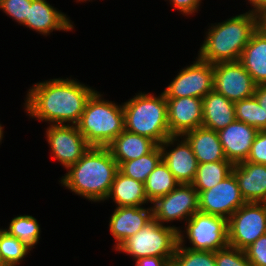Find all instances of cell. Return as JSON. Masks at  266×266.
<instances>
[{
  "instance_id": "cell-1",
  "label": "cell",
  "mask_w": 266,
  "mask_h": 266,
  "mask_svg": "<svg viewBox=\"0 0 266 266\" xmlns=\"http://www.w3.org/2000/svg\"><path fill=\"white\" fill-rule=\"evenodd\" d=\"M77 80L54 78L33 84L24 103L27 115L50 125H76L96 91Z\"/></svg>"
},
{
  "instance_id": "cell-2",
  "label": "cell",
  "mask_w": 266,
  "mask_h": 266,
  "mask_svg": "<svg viewBox=\"0 0 266 266\" xmlns=\"http://www.w3.org/2000/svg\"><path fill=\"white\" fill-rule=\"evenodd\" d=\"M117 171L118 164L108 147L91 146L76 164L67 169L59 182L91 202H104Z\"/></svg>"
},
{
  "instance_id": "cell-3",
  "label": "cell",
  "mask_w": 266,
  "mask_h": 266,
  "mask_svg": "<svg viewBox=\"0 0 266 266\" xmlns=\"http://www.w3.org/2000/svg\"><path fill=\"white\" fill-rule=\"evenodd\" d=\"M258 28V15L250 11L212 24L199 51L198 58L215 64L239 61L241 53Z\"/></svg>"
},
{
  "instance_id": "cell-4",
  "label": "cell",
  "mask_w": 266,
  "mask_h": 266,
  "mask_svg": "<svg viewBox=\"0 0 266 266\" xmlns=\"http://www.w3.org/2000/svg\"><path fill=\"white\" fill-rule=\"evenodd\" d=\"M126 131L145 136L160 145L172 136L168 127L167 101L164 92L158 96L140 92L123 103Z\"/></svg>"
},
{
  "instance_id": "cell-5",
  "label": "cell",
  "mask_w": 266,
  "mask_h": 266,
  "mask_svg": "<svg viewBox=\"0 0 266 266\" xmlns=\"http://www.w3.org/2000/svg\"><path fill=\"white\" fill-rule=\"evenodd\" d=\"M102 97L98 91L91 95L76 124L90 146L107 147L125 130L123 104Z\"/></svg>"
},
{
  "instance_id": "cell-6",
  "label": "cell",
  "mask_w": 266,
  "mask_h": 266,
  "mask_svg": "<svg viewBox=\"0 0 266 266\" xmlns=\"http://www.w3.org/2000/svg\"><path fill=\"white\" fill-rule=\"evenodd\" d=\"M180 230V226L163 225L152 219L115 250L131 256L134 261L147 256L173 258Z\"/></svg>"
},
{
  "instance_id": "cell-7",
  "label": "cell",
  "mask_w": 266,
  "mask_h": 266,
  "mask_svg": "<svg viewBox=\"0 0 266 266\" xmlns=\"http://www.w3.org/2000/svg\"><path fill=\"white\" fill-rule=\"evenodd\" d=\"M184 225L185 230L178 231L180 246L201 251H217L228 246L227 219L223 217L197 211ZM186 238L189 247L185 246Z\"/></svg>"
},
{
  "instance_id": "cell-8",
  "label": "cell",
  "mask_w": 266,
  "mask_h": 266,
  "mask_svg": "<svg viewBox=\"0 0 266 266\" xmlns=\"http://www.w3.org/2000/svg\"><path fill=\"white\" fill-rule=\"evenodd\" d=\"M228 246L245 250L266 234V203L246 202L227 220Z\"/></svg>"
},
{
  "instance_id": "cell-9",
  "label": "cell",
  "mask_w": 266,
  "mask_h": 266,
  "mask_svg": "<svg viewBox=\"0 0 266 266\" xmlns=\"http://www.w3.org/2000/svg\"><path fill=\"white\" fill-rule=\"evenodd\" d=\"M214 90L213 64L196 57L193 64L179 71L163 91L166 98H204Z\"/></svg>"
},
{
  "instance_id": "cell-10",
  "label": "cell",
  "mask_w": 266,
  "mask_h": 266,
  "mask_svg": "<svg viewBox=\"0 0 266 266\" xmlns=\"http://www.w3.org/2000/svg\"><path fill=\"white\" fill-rule=\"evenodd\" d=\"M153 219L161 224L184 220L199 211V193L192 184H179L167 195L152 202ZM165 222V223H164Z\"/></svg>"
},
{
  "instance_id": "cell-11",
  "label": "cell",
  "mask_w": 266,
  "mask_h": 266,
  "mask_svg": "<svg viewBox=\"0 0 266 266\" xmlns=\"http://www.w3.org/2000/svg\"><path fill=\"white\" fill-rule=\"evenodd\" d=\"M214 90L232 102L254 96L257 84L239 61L213 64Z\"/></svg>"
},
{
  "instance_id": "cell-12",
  "label": "cell",
  "mask_w": 266,
  "mask_h": 266,
  "mask_svg": "<svg viewBox=\"0 0 266 266\" xmlns=\"http://www.w3.org/2000/svg\"><path fill=\"white\" fill-rule=\"evenodd\" d=\"M45 135L53 154L52 159L65 169L76 164L91 147L76 125H49Z\"/></svg>"
},
{
  "instance_id": "cell-13",
  "label": "cell",
  "mask_w": 266,
  "mask_h": 266,
  "mask_svg": "<svg viewBox=\"0 0 266 266\" xmlns=\"http://www.w3.org/2000/svg\"><path fill=\"white\" fill-rule=\"evenodd\" d=\"M234 173L212 188L199 193V211L225 219L245 204Z\"/></svg>"
},
{
  "instance_id": "cell-14",
  "label": "cell",
  "mask_w": 266,
  "mask_h": 266,
  "mask_svg": "<svg viewBox=\"0 0 266 266\" xmlns=\"http://www.w3.org/2000/svg\"><path fill=\"white\" fill-rule=\"evenodd\" d=\"M160 149L162 160L175 179L180 184H191L196 175L198 162L188 141L182 135H172L160 144Z\"/></svg>"
},
{
  "instance_id": "cell-15",
  "label": "cell",
  "mask_w": 266,
  "mask_h": 266,
  "mask_svg": "<svg viewBox=\"0 0 266 266\" xmlns=\"http://www.w3.org/2000/svg\"><path fill=\"white\" fill-rule=\"evenodd\" d=\"M170 134L184 133L202 127V99L196 97L166 98Z\"/></svg>"
},
{
  "instance_id": "cell-16",
  "label": "cell",
  "mask_w": 266,
  "mask_h": 266,
  "mask_svg": "<svg viewBox=\"0 0 266 266\" xmlns=\"http://www.w3.org/2000/svg\"><path fill=\"white\" fill-rule=\"evenodd\" d=\"M217 133L226 159L235 165L247 160L258 130L235 120Z\"/></svg>"
},
{
  "instance_id": "cell-17",
  "label": "cell",
  "mask_w": 266,
  "mask_h": 266,
  "mask_svg": "<svg viewBox=\"0 0 266 266\" xmlns=\"http://www.w3.org/2000/svg\"><path fill=\"white\" fill-rule=\"evenodd\" d=\"M152 219V205L150 208L143 206L116 207L109 219V230L115 240L113 248L116 249Z\"/></svg>"
},
{
  "instance_id": "cell-18",
  "label": "cell",
  "mask_w": 266,
  "mask_h": 266,
  "mask_svg": "<svg viewBox=\"0 0 266 266\" xmlns=\"http://www.w3.org/2000/svg\"><path fill=\"white\" fill-rule=\"evenodd\" d=\"M71 21L66 14L57 10L46 0H32L23 26L47 36L53 31H72L74 26Z\"/></svg>"
},
{
  "instance_id": "cell-19",
  "label": "cell",
  "mask_w": 266,
  "mask_h": 266,
  "mask_svg": "<svg viewBox=\"0 0 266 266\" xmlns=\"http://www.w3.org/2000/svg\"><path fill=\"white\" fill-rule=\"evenodd\" d=\"M232 172L245 202L266 203V165L244 161L233 165Z\"/></svg>"
},
{
  "instance_id": "cell-20",
  "label": "cell",
  "mask_w": 266,
  "mask_h": 266,
  "mask_svg": "<svg viewBox=\"0 0 266 266\" xmlns=\"http://www.w3.org/2000/svg\"><path fill=\"white\" fill-rule=\"evenodd\" d=\"M202 113V127L216 132L236 120L234 102L215 90L202 98Z\"/></svg>"
},
{
  "instance_id": "cell-21",
  "label": "cell",
  "mask_w": 266,
  "mask_h": 266,
  "mask_svg": "<svg viewBox=\"0 0 266 266\" xmlns=\"http://www.w3.org/2000/svg\"><path fill=\"white\" fill-rule=\"evenodd\" d=\"M182 136L190 144L198 164L228 161L216 131L205 127H198L184 133Z\"/></svg>"
},
{
  "instance_id": "cell-22",
  "label": "cell",
  "mask_w": 266,
  "mask_h": 266,
  "mask_svg": "<svg viewBox=\"0 0 266 266\" xmlns=\"http://www.w3.org/2000/svg\"><path fill=\"white\" fill-rule=\"evenodd\" d=\"M239 62L257 85L266 84V35L259 28L251 35Z\"/></svg>"
},
{
  "instance_id": "cell-23",
  "label": "cell",
  "mask_w": 266,
  "mask_h": 266,
  "mask_svg": "<svg viewBox=\"0 0 266 266\" xmlns=\"http://www.w3.org/2000/svg\"><path fill=\"white\" fill-rule=\"evenodd\" d=\"M156 146L152 139L124 130L107 147L119 166L150 153Z\"/></svg>"
},
{
  "instance_id": "cell-24",
  "label": "cell",
  "mask_w": 266,
  "mask_h": 266,
  "mask_svg": "<svg viewBox=\"0 0 266 266\" xmlns=\"http://www.w3.org/2000/svg\"><path fill=\"white\" fill-rule=\"evenodd\" d=\"M112 199L116 207L139 206L150 203L145 193L144 183L127 177L119 170L111 185L110 192L106 198Z\"/></svg>"
},
{
  "instance_id": "cell-25",
  "label": "cell",
  "mask_w": 266,
  "mask_h": 266,
  "mask_svg": "<svg viewBox=\"0 0 266 266\" xmlns=\"http://www.w3.org/2000/svg\"><path fill=\"white\" fill-rule=\"evenodd\" d=\"M179 184L167 165L161 160L144 183L148 201L152 203L159 197L167 195Z\"/></svg>"
},
{
  "instance_id": "cell-26",
  "label": "cell",
  "mask_w": 266,
  "mask_h": 266,
  "mask_svg": "<svg viewBox=\"0 0 266 266\" xmlns=\"http://www.w3.org/2000/svg\"><path fill=\"white\" fill-rule=\"evenodd\" d=\"M232 169L233 164L229 161L200 163L191 184L200 193L221 182L232 173Z\"/></svg>"
},
{
  "instance_id": "cell-27",
  "label": "cell",
  "mask_w": 266,
  "mask_h": 266,
  "mask_svg": "<svg viewBox=\"0 0 266 266\" xmlns=\"http://www.w3.org/2000/svg\"><path fill=\"white\" fill-rule=\"evenodd\" d=\"M162 160L160 145H157L150 153L140 158L122 162L118 170L127 177L145 183L149 174Z\"/></svg>"
},
{
  "instance_id": "cell-28",
  "label": "cell",
  "mask_w": 266,
  "mask_h": 266,
  "mask_svg": "<svg viewBox=\"0 0 266 266\" xmlns=\"http://www.w3.org/2000/svg\"><path fill=\"white\" fill-rule=\"evenodd\" d=\"M8 226L4 230L19 239L31 250L38 244L41 228L37 219L32 215H18L12 218Z\"/></svg>"
},
{
  "instance_id": "cell-29",
  "label": "cell",
  "mask_w": 266,
  "mask_h": 266,
  "mask_svg": "<svg viewBox=\"0 0 266 266\" xmlns=\"http://www.w3.org/2000/svg\"><path fill=\"white\" fill-rule=\"evenodd\" d=\"M234 107L237 121L253 126L258 131L266 130L265 113L255 96L234 102Z\"/></svg>"
},
{
  "instance_id": "cell-30",
  "label": "cell",
  "mask_w": 266,
  "mask_h": 266,
  "mask_svg": "<svg viewBox=\"0 0 266 266\" xmlns=\"http://www.w3.org/2000/svg\"><path fill=\"white\" fill-rule=\"evenodd\" d=\"M29 251L28 246L0 228V257L5 266H20Z\"/></svg>"
},
{
  "instance_id": "cell-31",
  "label": "cell",
  "mask_w": 266,
  "mask_h": 266,
  "mask_svg": "<svg viewBox=\"0 0 266 266\" xmlns=\"http://www.w3.org/2000/svg\"><path fill=\"white\" fill-rule=\"evenodd\" d=\"M171 266H217L215 252L192 250L177 244Z\"/></svg>"
},
{
  "instance_id": "cell-32",
  "label": "cell",
  "mask_w": 266,
  "mask_h": 266,
  "mask_svg": "<svg viewBox=\"0 0 266 266\" xmlns=\"http://www.w3.org/2000/svg\"><path fill=\"white\" fill-rule=\"evenodd\" d=\"M214 252L217 266H253L247 259L245 251L238 248L227 246Z\"/></svg>"
},
{
  "instance_id": "cell-33",
  "label": "cell",
  "mask_w": 266,
  "mask_h": 266,
  "mask_svg": "<svg viewBox=\"0 0 266 266\" xmlns=\"http://www.w3.org/2000/svg\"><path fill=\"white\" fill-rule=\"evenodd\" d=\"M32 0H0V9L18 24L23 25Z\"/></svg>"
},
{
  "instance_id": "cell-34",
  "label": "cell",
  "mask_w": 266,
  "mask_h": 266,
  "mask_svg": "<svg viewBox=\"0 0 266 266\" xmlns=\"http://www.w3.org/2000/svg\"><path fill=\"white\" fill-rule=\"evenodd\" d=\"M244 251L253 266H266V234L258 238Z\"/></svg>"
},
{
  "instance_id": "cell-35",
  "label": "cell",
  "mask_w": 266,
  "mask_h": 266,
  "mask_svg": "<svg viewBox=\"0 0 266 266\" xmlns=\"http://www.w3.org/2000/svg\"><path fill=\"white\" fill-rule=\"evenodd\" d=\"M246 161L266 165V130L258 131Z\"/></svg>"
},
{
  "instance_id": "cell-36",
  "label": "cell",
  "mask_w": 266,
  "mask_h": 266,
  "mask_svg": "<svg viewBox=\"0 0 266 266\" xmlns=\"http://www.w3.org/2000/svg\"><path fill=\"white\" fill-rule=\"evenodd\" d=\"M169 2L173 6V10L178 9L182 15L191 16L198 12L202 0H169Z\"/></svg>"
},
{
  "instance_id": "cell-37",
  "label": "cell",
  "mask_w": 266,
  "mask_h": 266,
  "mask_svg": "<svg viewBox=\"0 0 266 266\" xmlns=\"http://www.w3.org/2000/svg\"><path fill=\"white\" fill-rule=\"evenodd\" d=\"M172 258L147 256L135 260V266H171Z\"/></svg>"
},
{
  "instance_id": "cell-38",
  "label": "cell",
  "mask_w": 266,
  "mask_h": 266,
  "mask_svg": "<svg viewBox=\"0 0 266 266\" xmlns=\"http://www.w3.org/2000/svg\"><path fill=\"white\" fill-rule=\"evenodd\" d=\"M254 96L256 97L259 104L263 108L266 118V84L257 85Z\"/></svg>"
},
{
  "instance_id": "cell-39",
  "label": "cell",
  "mask_w": 266,
  "mask_h": 266,
  "mask_svg": "<svg viewBox=\"0 0 266 266\" xmlns=\"http://www.w3.org/2000/svg\"><path fill=\"white\" fill-rule=\"evenodd\" d=\"M253 6L250 11L252 14L260 15L266 13V0H247Z\"/></svg>"
},
{
  "instance_id": "cell-40",
  "label": "cell",
  "mask_w": 266,
  "mask_h": 266,
  "mask_svg": "<svg viewBox=\"0 0 266 266\" xmlns=\"http://www.w3.org/2000/svg\"><path fill=\"white\" fill-rule=\"evenodd\" d=\"M258 28L266 35V13L258 15Z\"/></svg>"
},
{
  "instance_id": "cell-41",
  "label": "cell",
  "mask_w": 266,
  "mask_h": 266,
  "mask_svg": "<svg viewBox=\"0 0 266 266\" xmlns=\"http://www.w3.org/2000/svg\"><path fill=\"white\" fill-rule=\"evenodd\" d=\"M3 129H4V127L0 124V143L2 142V140H3V133H4V131H3Z\"/></svg>"
},
{
  "instance_id": "cell-42",
  "label": "cell",
  "mask_w": 266,
  "mask_h": 266,
  "mask_svg": "<svg viewBox=\"0 0 266 266\" xmlns=\"http://www.w3.org/2000/svg\"><path fill=\"white\" fill-rule=\"evenodd\" d=\"M86 1H92V0H77V2L79 3H81V2H86Z\"/></svg>"
},
{
  "instance_id": "cell-43",
  "label": "cell",
  "mask_w": 266,
  "mask_h": 266,
  "mask_svg": "<svg viewBox=\"0 0 266 266\" xmlns=\"http://www.w3.org/2000/svg\"><path fill=\"white\" fill-rule=\"evenodd\" d=\"M0 266H5V264L1 260V257H0Z\"/></svg>"
}]
</instances>
